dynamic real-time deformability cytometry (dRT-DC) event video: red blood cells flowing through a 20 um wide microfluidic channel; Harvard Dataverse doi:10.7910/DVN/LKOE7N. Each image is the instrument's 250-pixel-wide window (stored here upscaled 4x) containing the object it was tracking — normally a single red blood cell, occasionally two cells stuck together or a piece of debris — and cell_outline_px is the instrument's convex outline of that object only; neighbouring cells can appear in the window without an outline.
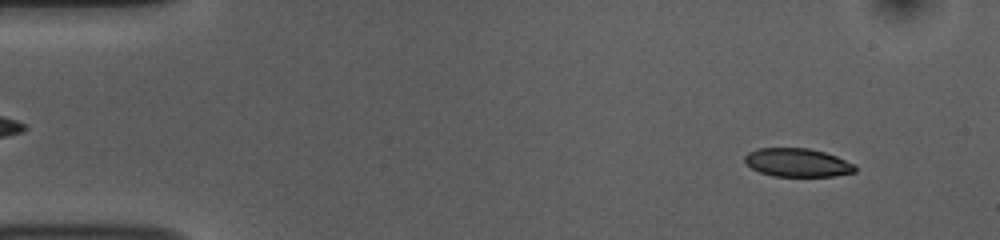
{"species": "common noctule bat (a hibernating species)", "species_latin": "Nyctalus noctula", "temperature_condition": "room temperature", "stored_images_in_passage": 52, "camera_frame_rate_fps": 3000, "um_per_image_px": 0.085, "animal": {"sex": "female", "body_mass_g": 10.0, "forearm_length_mm": 53.1}, "frame": {"image": 1, "passage_image": 4, "time_ms": 1.0, "image_size_px": [1000, 240], "cell_outline_px": [[856, 172], [836, 176], [772, 176], [760, 172], [752, 168], [744, 160], [744, 156], [748, 152], [756, 148], [808, 148], [824, 152], [836, 156], [856, 164]], "centroid_in_image_um": [67.8, 13.82], "position_along_channel_um": 17.2, "area_um2": 18.38}}
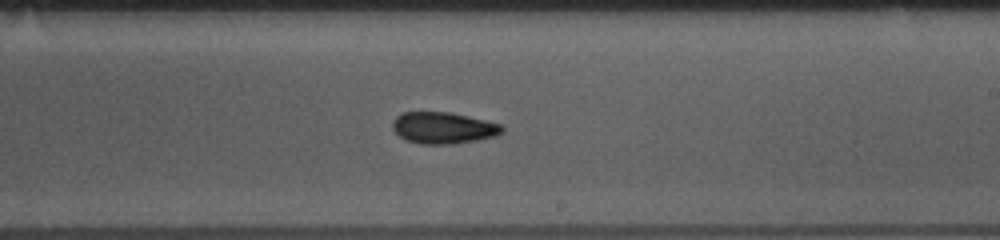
{"frame": {"image": 2, "passage_image": 30, "time_ms": 9.667, "image_size_px": [1000, 240], "cell_outline_px": [[504, 132], [492, 136], [476, 140], [452, 144], [420, 144], [408, 140], [400, 136], [392, 128], [392, 120], [396, 116], [404, 112], [448, 112], [468, 116], [500, 124], [504, 128]], "centroid_in_image_um": [37.65, 10.86], "position_along_channel_um": 251.3, "area_um2": 19.94}}
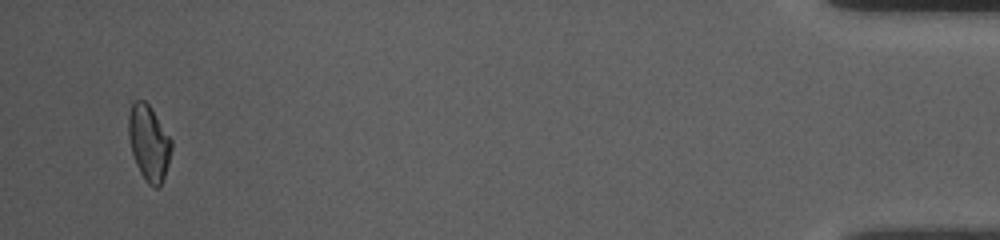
{"frame": {"image": 3, "passage_image": 50, "time_ms": 16.333, "image_size_px": [1000, 240], "cell_outline_px": [[172, 148], [168, 164], [160, 188], [152, 188], [144, 180], [136, 164], [132, 152], [128, 136], [128, 116], [132, 104], [136, 100], [144, 100], [152, 108], [172, 140]], "centroid_in_image_um": [12.65, 12.16], "position_along_channel_um": 422.5, "area_um2": 19.02}, "authors_computed_cell_mechanics": {"area_um2": 19.4208, "velocity_mm_per_s": 3.7794, "shape_relaxation_time_tau1_ms": 6.3161, "shape_relaxation_time_tau2_ms": 5.6485, "deformation_change_tau1": 0.1334, "deformation_change_tau2": 0.1069}}